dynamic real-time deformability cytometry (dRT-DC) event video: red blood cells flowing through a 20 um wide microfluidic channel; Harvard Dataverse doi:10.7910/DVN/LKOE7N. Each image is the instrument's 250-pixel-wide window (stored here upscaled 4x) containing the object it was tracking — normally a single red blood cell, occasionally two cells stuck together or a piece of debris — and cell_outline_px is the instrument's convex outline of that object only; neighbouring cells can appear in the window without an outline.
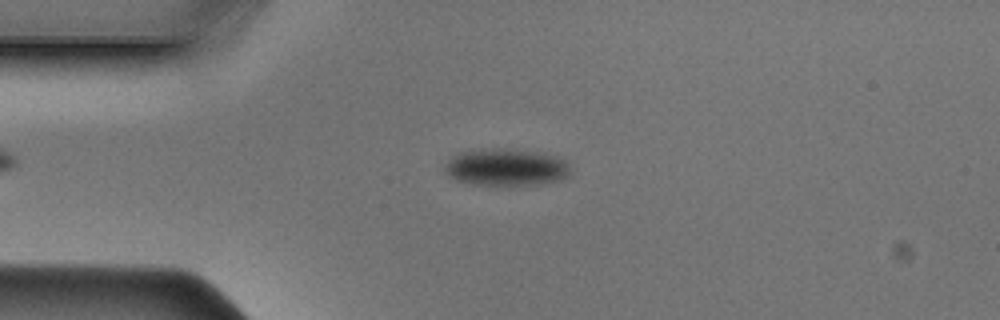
{"species": "Egyptian fruit bat (a non-hibernating species)", "species_latin": "Rousettus aegyptiacus", "temperature_condition": "cold", "stored_images_in_passage": 38, "camera_frame_rate_fps": 3000, "um_per_image_px": 0.085, "animal": {"sex": "male"}, "frame": {"image": 1, "passage_image": 2, "time_ms": 0.333, "image_size_px": [1000, 320], "cell_outline_px": [[568, 176], [560, 180], [544, 184], [472, 184], [456, 180], [448, 176], [444, 172], [444, 164], [452, 156], [460, 152], [480, 148], [504, 148], [544, 152], [556, 156], [564, 160], [568, 164]], "centroid_in_image_um": [42.98, 14.19], "position_along_channel_um": 42.0, "area_um2": 27.4}}
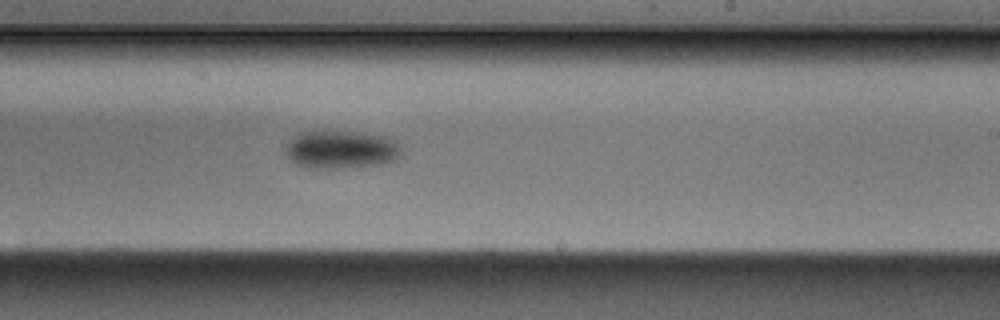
{"frame": {"image": 2, "passage_image": 19, "time_ms": 6.0, "image_size_px": [1000, 320], "cell_outline_px": [[400, 156], [396, 160], [384, 164], [340, 168], [308, 168], [296, 164], [288, 156], [288, 144], [300, 132], [324, 128], [360, 132], [388, 136], [396, 140], [400, 148]], "centroid_in_image_um": [29.04, 12.67], "position_along_channel_um": 260.0, "area_um2": 26.3}}
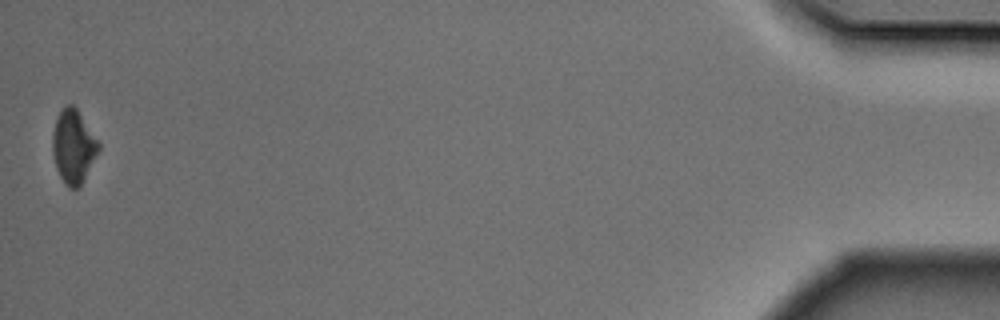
{"frame": {"image": 3, "passage_image": 38, "time_ms": 12.333, "image_size_px": [1000, 320], "cell_outline_px": [[100, 148], [80, 188], [68, 188], [64, 184], [56, 168], [52, 152], [52, 132], [56, 116], [68, 104], [72, 104], [76, 108], [100, 144]], "centroid_in_image_um": [6.22, 12.48], "position_along_channel_um": 429.0, "area_um2": 19.71}}